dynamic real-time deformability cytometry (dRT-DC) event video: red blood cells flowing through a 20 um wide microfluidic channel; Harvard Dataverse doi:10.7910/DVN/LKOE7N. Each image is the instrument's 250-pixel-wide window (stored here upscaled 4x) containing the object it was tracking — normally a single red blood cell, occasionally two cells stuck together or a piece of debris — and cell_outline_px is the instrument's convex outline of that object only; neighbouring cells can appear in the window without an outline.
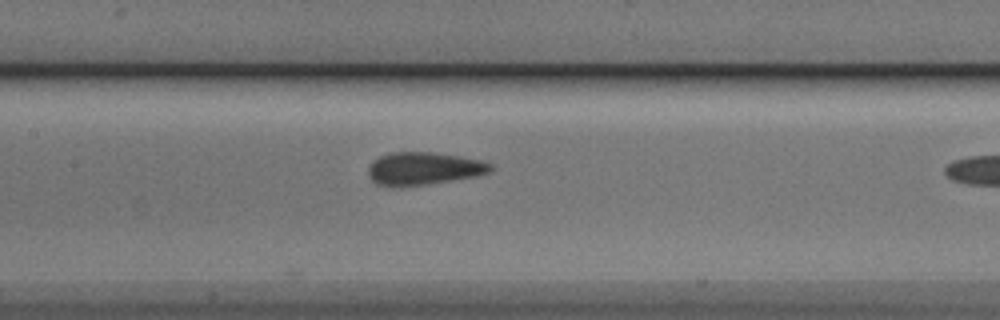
{"species": "Egyptian fruit bat (a non-hibernating species)", "species_latin": "Rousettus aegyptiacus", "temperature_condition": "cold", "stored_images_in_passage": 14, "camera_frame_rate_fps": 3000, "um_per_image_px": 0.085, "animal": {"sex": "male"}, "frame": {"image": 1, "passage_image": 14, "time_ms": 4.333, "image_size_px": [1000, 320], "cell_outline_px": [[496, 168], [480, 176], [424, 184], [376, 184], [368, 176], [368, 168], [372, 160], [380, 156], [392, 152], [432, 152], [460, 156], [480, 160], [492, 164]], "centroid_in_image_um": [36.07, 14.29], "position_along_channel_um": 171.3, "area_um2": 22.95}}